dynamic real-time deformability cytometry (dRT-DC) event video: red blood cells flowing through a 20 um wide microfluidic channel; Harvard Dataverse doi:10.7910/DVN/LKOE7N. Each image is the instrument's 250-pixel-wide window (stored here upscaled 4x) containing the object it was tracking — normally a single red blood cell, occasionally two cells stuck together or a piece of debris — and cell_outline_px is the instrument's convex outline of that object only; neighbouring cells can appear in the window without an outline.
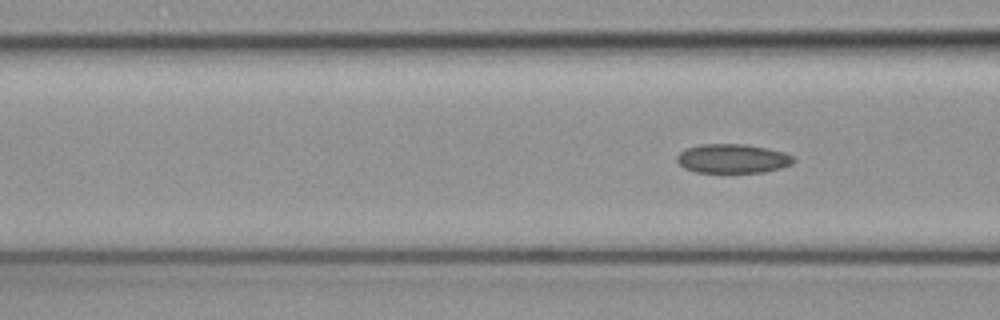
{"species": "common noctule bat (a hibernating species)", "species_latin": "Nyctalus noctula", "temperature_condition": "cold", "stored_images_in_passage": 5, "camera_frame_rate_fps": 3000, "um_per_image_px": 0.085, "animal": {"sex": "female", "body_mass_g": 19.3, "forearm_length_mm": 54.1}, "frame": {"image": 1, "passage_image": 4, "time_ms": 1.0, "image_size_px": [1000, 320], "cell_outline_px": [[796, 160], [792, 164], [780, 168], [764, 172], [696, 172], [684, 168], [676, 160], [676, 156], [680, 152], [688, 148], [700, 144], [744, 144], [784, 152], [792, 156]], "centroid_in_image_um": [62.26, 13.48], "position_along_channel_um": 104.3, "area_um2": 19.65}}